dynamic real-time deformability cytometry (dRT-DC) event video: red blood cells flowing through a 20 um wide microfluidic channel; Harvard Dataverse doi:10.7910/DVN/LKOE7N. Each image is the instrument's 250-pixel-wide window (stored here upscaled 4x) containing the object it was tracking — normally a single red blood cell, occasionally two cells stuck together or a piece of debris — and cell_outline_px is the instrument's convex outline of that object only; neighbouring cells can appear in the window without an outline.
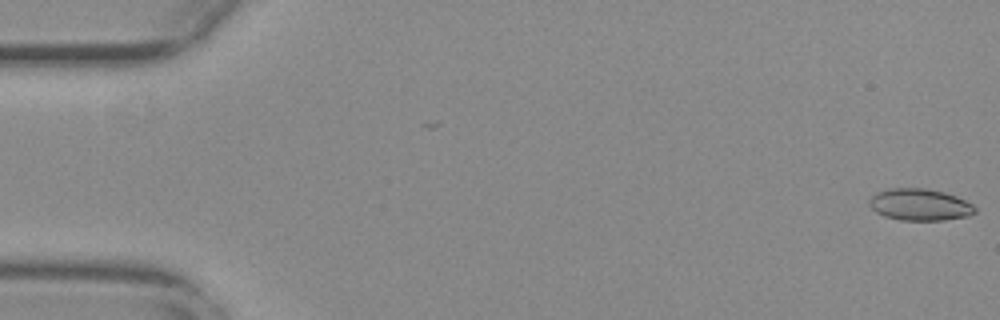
{"species": "common noctule bat (a hibernating species)", "species_latin": "Nyctalus noctula", "temperature_condition": "warm", "stored_images_in_passage": 17, "camera_frame_rate_fps": 3000, "um_per_image_px": 0.085, "animal": {"sex": "female", "body_mass_g": 29.2, "forearm_length_mm": 56.3}, "frame": {"image": 1, "passage_image": 1, "time_ms": 0.0, "image_size_px": [1000, 320], "cell_outline_px": [[976, 212], [968, 216], [944, 220], [900, 220], [884, 216], [876, 212], [868, 204], [868, 200], [876, 192], [888, 188], [928, 188], [944, 192], [956, 196], [972, 204], [976, 208]], "centroid_in_image_um": [78.16, 17.39], "position_along_channel_um": 6.8, "area_um2": 19.71}}
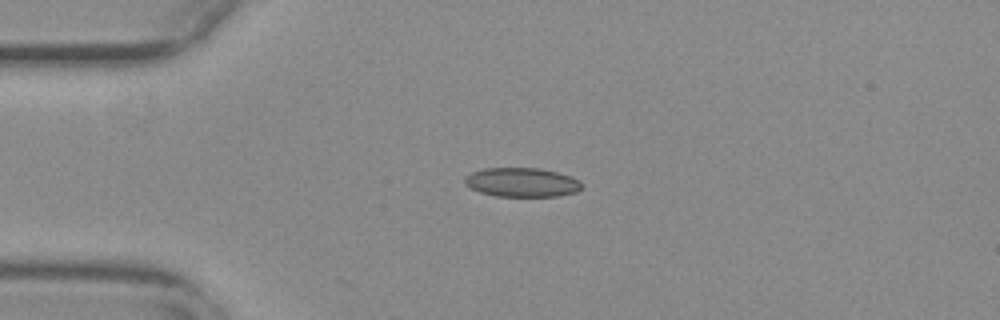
{"frame": {"image": 2, "passage_image": 14, "time_ms": 4.333, "image_size_px": [1000, 320], "cell_outline_px": [[584, 184], [576, 192], [556, 196], [496, 196], [480, 192], [464, 184], [464, 176], [472, 172], [484, 168], [540, 168], [572, 176], [580, 180]], "centroid_in_image_um": [44.36, 15.49], "position_along_channel_um": 40.6, "area_um2": 19.94}}